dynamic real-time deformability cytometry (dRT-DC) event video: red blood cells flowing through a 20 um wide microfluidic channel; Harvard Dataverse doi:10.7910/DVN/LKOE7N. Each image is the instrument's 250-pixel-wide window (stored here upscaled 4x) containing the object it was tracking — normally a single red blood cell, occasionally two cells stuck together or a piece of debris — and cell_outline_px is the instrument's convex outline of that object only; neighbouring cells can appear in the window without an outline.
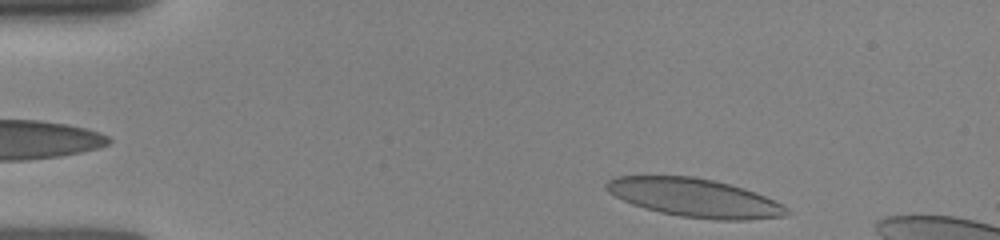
{"species": "human", "species_latin": "Homo sapiens", "temperature_condition": "room temperature", "stored_images_in_passage": 66, "camera_frame_rate_fps": 3000, "um_per_image_px": 0.085, "donor": {"sex": "female"}, "frame": {"image": 1, "passage_image": 3, "time_ms": 0.333, "image_size_px": [1000, 240], "cell_outline_px": [[788, 212], [784, 216], [748, 220], [716, 220], [680, 216], [660, 212], [644, 208], [632, 204], [608, 192], [604, 188], [604, 184], [608, 180], [616, 176], [692, 176], [712, 180], [744, 188], [784, 204], [788, 208]], "centroid_in_image_um": [59.03, 16.81], "position_along_channel_um": 26.0, "area_um2": 40.29}}
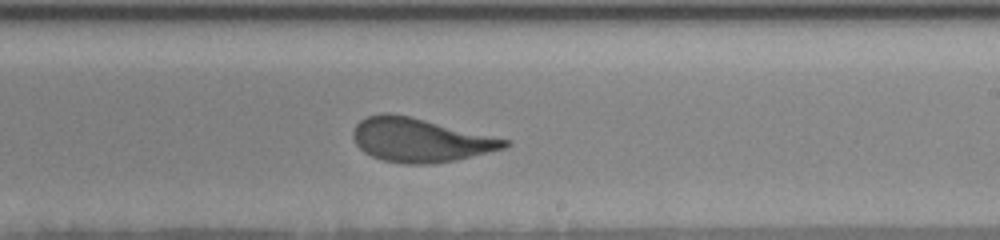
{"frame": {"image": 2, "passage_image": 49, "time_ms": 7.667, "image_size_px": [1000, 240], "cell_outline_px": [[512, 144], [504, 148], [456, 160], [432, 164], [404, 164], [384, 160], [372, 156], [364, 152], [356, 144], [352, 136], [352, 132], [356, 124], [360, 120], [368, 116], [380, 112], [388, 112], [408, 116], [508, 140]], "centroid_in_image_um": [35.65, 11.91], "position_along_channel_um": 253.3, "area_um2": 38.26}}
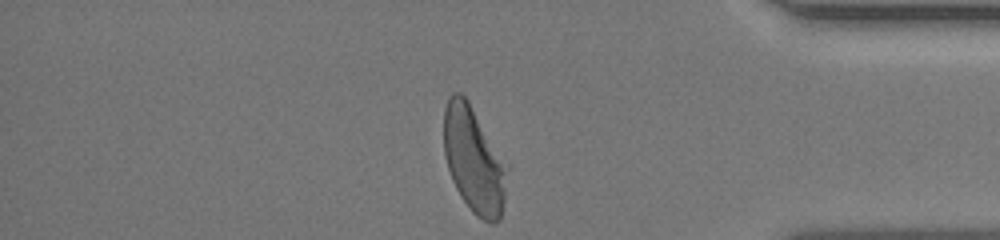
{"frame": {"image": 3, "passage_image": 64, "time_ms": 11.667, "image_size_px": [1000, 240], "cell_outline_px": [[508, 168], [504, 200], [500, 220], [492, 224], [476, 216], [472, 212], [460, 196], [452, 180], [444, 156], [444, 108], [448, 96], [452, 92], [460, 92], [468, 100]], "centroid_in_image_um": [40.25, 13.6], "position_along_channel_um": 394.9, "area_um2": 38.84}}